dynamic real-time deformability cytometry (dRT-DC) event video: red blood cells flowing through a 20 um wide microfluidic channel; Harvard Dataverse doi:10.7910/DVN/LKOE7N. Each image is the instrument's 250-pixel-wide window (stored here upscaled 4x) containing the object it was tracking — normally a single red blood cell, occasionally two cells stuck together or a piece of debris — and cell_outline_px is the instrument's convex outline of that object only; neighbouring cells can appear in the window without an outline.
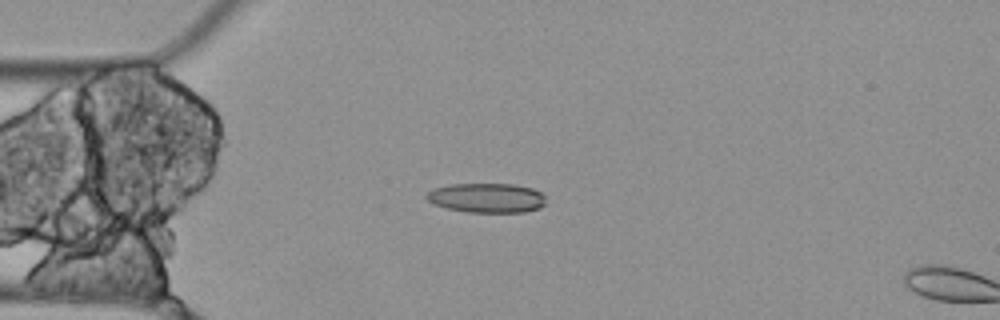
{"species": "Egyptian fruit bat (a non-hibernating species)", "species_latin": "Rousettus aegyptiacus", "temperature_condition": "cold", "stored_images_in_passage": 5, "camera_frame_rate_fps": 3000, "um_per_image_px": 0.085, "animal": {"sex": "female"}, "frame": {"image": 1, "passage_image": 4, "time_ms": 1.0, "image_size_px": [1000, 320], "cell_outline_px": [[544, 204], [540, 208], [524, 212], [468, 212], [448, 208], [432, 204], [424, 196], [432, 188], [452, 184], [512, 184], [532, 188], [540, 192], [544, 196]], "centroid_in_image_um": [41.34, 16.82], "position_along_channel_um": 43.7, "area_um2": 20.52}}